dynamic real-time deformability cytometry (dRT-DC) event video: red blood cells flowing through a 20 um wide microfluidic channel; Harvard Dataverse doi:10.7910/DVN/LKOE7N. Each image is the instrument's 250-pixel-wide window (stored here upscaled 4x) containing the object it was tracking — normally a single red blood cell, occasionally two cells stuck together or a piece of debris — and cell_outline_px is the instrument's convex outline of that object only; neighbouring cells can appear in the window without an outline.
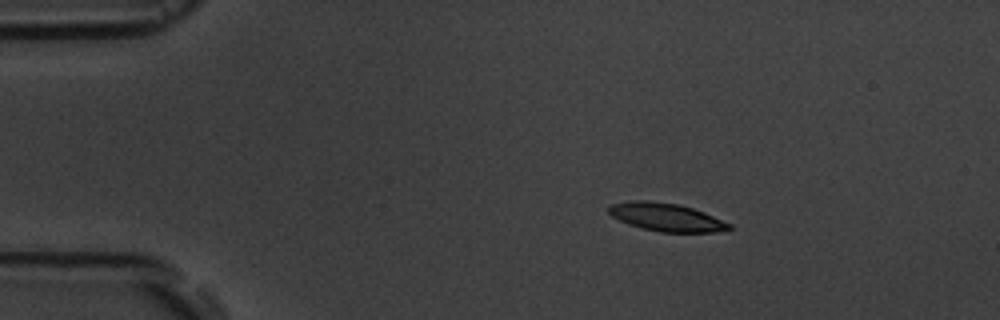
{"species": "common noctule bat (a hibernating species)", "species_latin": "Nyctalus noctula", "temperature_condition": "room temperature", "stored_images_in_passage": 4, "camera_frame_rate_fps": 3000, "um_per_image_px": 0.085, "animal": {"sex": "male", "body_mass_g": 19.5, "forearm_length_mm": 54.6}, "frame": {"image": 1, "passage_image": 2, "time_ms": 2.0, "image_size_px": [1000, 320], "cell_outline_px": [[732, 228], [716, 232], [660, 232], [640, 228], [628, 224], [612, 216], [608, 212], [608, 208], [612, 204], [628, 200], [648, 200], [680, 204], [704, 212], [732, 224]], "centroid_in_image_um": [56.62, 18.45], "position_along_channel_um": 28.4, "area_um2": 19.83}}